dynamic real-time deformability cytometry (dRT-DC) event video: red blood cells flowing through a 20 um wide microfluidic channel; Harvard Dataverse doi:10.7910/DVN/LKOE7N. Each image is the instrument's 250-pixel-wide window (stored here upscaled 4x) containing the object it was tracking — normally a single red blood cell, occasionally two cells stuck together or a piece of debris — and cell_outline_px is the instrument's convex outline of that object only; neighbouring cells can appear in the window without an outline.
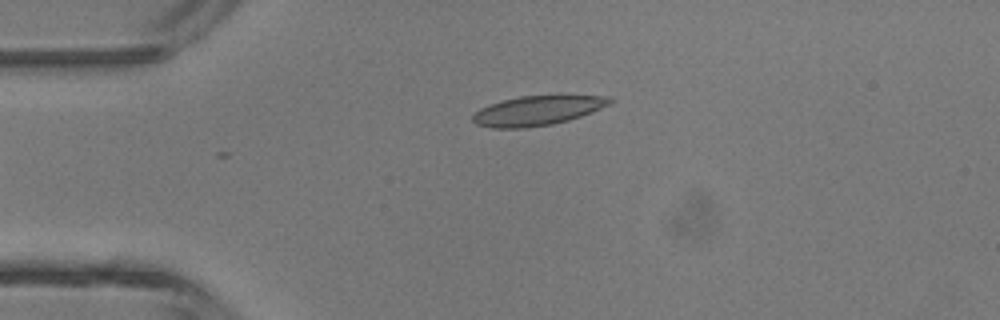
{"species": "common noctule bat (a hibernating species)", "species_latin": "Nyctalus noctula", "temperature_condition": "room temperature", "stored_images_in_passage": 4, "camera_frame_rate_fps": 3000, "um_per_image_px": 0.085, "animal": {"sex": "male", "body_mass_g": 13.3}, "frame": {"image": 1, "passage_image": 4, "time_ms": 1.0, "image_size_px": [1000, 320], "cell_outline_px": [[616, 100], [592, 112], [568, 120], [552, 124], [524, 128], [492, 128], [476, 124], [472, 120], [472, 116], [480, 108], [504, 100], [520, 96], [560, 92], [612, 96]], "centroid_in_image_um": [45.8, 9.33], "position_along_channel_um": 39.2, "area_um2": 24.62}}